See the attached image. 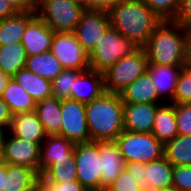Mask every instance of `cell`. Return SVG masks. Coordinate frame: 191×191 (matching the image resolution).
<instances>
[{"label": "cell", "mask_w": 191, "mask_h": 191, "mask_svg": "<svg viewBox=\"0 0 191 191\" xmlns=\"http://www.w3.org/2000/svg\"><path fill=\"white\" fill-rule=\"evenodd\" d=\"M108 14L111 27L140 48L163 21L143 0H121Z\"/></svg>", "instance_id": "obj_1"}, {"label": "cell", "mask_w": 191, "mask_h": 191, "mask_svg": "<svg viewBox=\"0 0 191 191\" xmlns=\"http://www.w3.org/2000/svg\"><path fill=\"white\" fill-rule=\"evenodd\" d=\"M91 141H115L124 131V108L119 93L104 92L85 104Z\"/></svg>", "instance_id": "obj_2"}, {"label": "cell", "mask_w": 191, "mask_h": 191, "mask_svg": "<svg viewBox=\"0 0 191 191\" xmlns=\"http://www.w3.org/2000/svg\"><path fill=\"white\" fill-rule=\"evenodd\" d=\"M143 48L149 64L185 66V28L172 21H162Z\"/></svg>", "instance_id": "obj_3"}, {"label": "cell", "mask_w": 191, "mask_h": 191, "mask_svg": "<svg viewBox=\"0 0 191 191\" xmlns=\"http://www.w3.org/2000/svg\"><path fill=\"white\" fill-rule=\"evenodd\" d=\"M147 54L137 47L132 53L118 60L104 74L105 91L120 93L147 71Z\"/></svg>", "instance_id": "obj_4"}, {"label": "cell", "mask_w": 191, "mask_h": 191, "mask_svg": "<svg viewBox=\"0 0 191 191\" xmlns=\"http://www.w3.org/2000/svg\"><path fill=\"white\" fill-rule=\"evenodd\" d=\"M85 7L70 0H37V15L54 32H75Z\"/></svg>", "instance_id": "obj_5"}, {"label": "cell", "mask_w": 191, "mask_h": 191, "mask_svg": "<svg viewBox=\"0 0 191 191\" xmlns=\"http://www.w3.org/2000/svg\"><path fill=\"white\" fill-rule=\"evenodd\" d=\"M136 48L129 39L110 26L89 54L90 68L103 73Z\"/></svg>", "instance_id": "obj_6"}, {"label": "cell", "mask_w": 191, "mask_h": 191, "mask_svg": "<svg viewBox=\"0 0 191 191\" xmlns=\"http://www.w3.org/2000/svg\"><path fill=\"white\" fill-rule=\"evenodd\" d=\"M126 163H148L164 156V145L152 133L124 130L115 140Z\"/></svg>", "instance_id": "obj_7"}, {"label": "cell", "mask_w": 191, "mask_h": 191, "mask_svg": "<svg viewBox=\"0 0 191 191\" xmlns=\"http://www.w3.org/2000/svg\"><path fill=\"white\" fill-rule=\"evenodd\" d=\"M74 159L81 185L88 191L100 190V141L75 144Z\"/></svg>", "instance_id": "obj_8"}, {"label": "cell", "mask_w": 191, "mask_h": 191, "mask_svg": "<svg viewBox=\"0 0 191 191\" xmlns=\"http://www.w3.org/2000/svg\"><path fill=\"white\" fill-rule=\"evenodd\" d=\"M50 51L64 69L79 71L91 69L89 55L78 42L74 32H55Z\"/></svg>", "instance_id": "obj_9"}, {"label": "cell", "mask_w": 191, "mask_h": 191, "mask_svg": "<svg viewBox=\"0 0 191 191\" xmlns=\"http://www.w3.org/2000/svg\"><path fill=\"white\" fill-rule=\"evenodd\" d=\"M40 150V143L17 138L7 131L0 153L1 161L8 165L26 166L40 176Z\"/></svg>", "instance_id": "obj_10"}, {"label": "cell", "mask_w": 191, "mask_h": 191, "mask_svg": "<svg viewBox=\"0 0 191 191\" xmlns=\"http://www.w3.org/2000/svg\"><path fill=\"white\" fill-rule=\"evenodd\" d=\"M61 122L60 136L75 144L91 142L84 103L71 99L61 100Z\"/></svg>", "instance_id": "obj_11"}, {"label": "cell", "mask_w": 191, "mask_h": 191, "mask_svg": "<svg viewBox=\"0 0 191 191\" xmlns=\"http://www.w3.org/2000/svg\"><path fill=\"white\" fill-rule=\"evenodd\" d=\"M110 26L108 11L85 10L74 33L82 48L89 55Z\"/></svg>", "instance_id": "obj_12"}, {"label": "cell", "mask_w": 191, "mask_h": 191, "mask_svg": "<svg viewBox=\"0 0 191 191\" xmlns=\"http://www.w3.org/2000/svg\"><path fill=\"white\" fill-rule=\"evenodd\" d=\"M75 143L60 135H47L41 144L40 176L55 163L68 160L73 154Z\"/></svg>", "instance_id": "obj_13"}, {"label": "cell", "mask_w": 191, "mask_h": 191, "mask_svg": "<svg viewBox=\"0 0 191 191\" xmlns=\"http://www.w3.org/2000/svg\"><path fill=\"white\" fill-rule=\"evenodd\" d=\"M54 31L36 15L27 25L21 43L27 56H34L50 51Z\"/></svg>", "instance_id": "obj_14"}, {"label": "cell", "mask_w": 191, "mask_h": 191, "mask_svg": "<svg viewBox=\"0 0 191 191\" xmlns=\"http://www.w3.org/2000/svg\"><path fill=\"white\" fill-rule=\"evenodd\" d=\"M105 92L104 74L92 69L82 71L73 81L70 99L90 103Z\"/></svg>", "instance_id": "obj_15"}, {"label": "cell", "mask_w": 191, "mask_h": 191, "mask_svg": "<svg viewBox=\"0 0 191 191\" xmlns=\"http://www.w3.org/2000/svg\"><path fill=\"white\" fill-rule=\"evenodd\" d=\"M100 189H107L125 170L126 161L115 141H100Z\"/></svg>", "instance_id": "obj_16"}, {"label": "cell", "mask_w": 191, "mask_h": 191, "mask_svg": "<svg viewBox=\"0 0 191 191\" xmlns=\"http://www.w3.org/2000/svg\"><path fill=\"white\" fill-rule=\"evenodd\" d=\"M158 105L159 104L123 102L124 130L137 133H152Z\"/></svg>", "instance_id": "obj_17"}, {"label": "cell", "mask_w": 191, "mask_h": 191, "mask_svg": "<svg viewBox=\"0 0 191 191\" xmlns=\"http://www.w3.org/2000/svg\"><path fill=\"white\" fill-rule=\"evenodd\" d=\"M184 67L147 64L146 72L152 79L158 98L162 102H172L179 75Z\"/></svg>", "instance_id": "obj_18"}, {"label": "cell", "mask_w": 191, "mask_h": 191, "mask_svg": "<svg viewBox=\"0 0 191 191\" xmlns=\"http://www.w3.org/2000/svg\"><path fill=\"white\" fill-rule=\"evenodd\" d=\"M12 136L42 144L47 134L35 111L17 113L8 131Z\"/></svg>", "instance_id": "obj_19"}, {"label": "cell", "mask_w": 191, "mask_h": 191, "mask_svg": "<svg viewBox=\"0 0 191 191\" xmlns=\"http://www.w3.org/2000/svg\"><path fill=\"white\" fill-rule=\"evenodd\" d=\"M123 102L126 103H163L157 95L156 87L152 83L149 74L145 72L138 77L133 83L129 84L122 92L119 93Z\"/></svg>", "instance_id": "obj_20"}, {"label": "cell", "mask_w": 191, "mask_h": 191, "mask_svg": "<svg viewBox=\"0 0 191 191\" xmlns=\"http://www.w3.org/2000/svg\"><path fill=\"white\" fill-rule=\"evenodd\" d=\"M152 135L163 145L178 135L174 103L163 102L158 105Z\"/></svg>", "instance_id": "obj_21"}, {"label": "cell", "mask_w": 191, "mask_h": 191, "mask_svg": "<svg viewBox=\"0 0 191 191\" xmlns=\"http://www.w3.org/2000/svg\"><path fill=\"white\" fill-rule=\"evenodd\" d=\"M36 15V11L17 12L11 17L0 20V46L21 42L28 23Z\"/></svg>", "instance_id": "obj_22"}, {"label": "cell", "mask_w": 191, "mask_h": 191, "mask_svg": "<svg viewBox=\"0 0 191 191\" xmlns=\"http://www.w3.org/2000/svg\"><path fill=\"white\" fill-rule=\"evenodd\" d=\"M35 113L47 135H59L61 131V100L50 97L37 102Z\"/></svg>", "instance_id": "obj_23"}, {"label": "cell", "mask_w": 191, "mask_h": 191, "mask_svg": "<svg viewBox=\"0 0 191 191\" xmlns=\"http://www.w3.org/2000/svg\"><path fill=\"white\" fill-rule=\"evenodd\" d=\"M36 102L52 97L51 81L31 72L26 67L12 77Z\"/></svg>", "instance_id": "obj_24"}, {"label": "cell", "mask_w": 191, "mask_h": 191, "mask_svg": "<svg viewBox=\"0 0 191 191\" xmlns=\"http://www.w3.org/2000/svg\"><path fill=\"white\" fill-rule=\"evenodd\" d=\"M2 100L8 105L13 115L17 113L33 112L36 100L32 98L13 78L4 89Z\"/></svg>", "instance_id": "obj_25"}, {"label": "cell", "mask_w": 191, "mask_h": 191, "mask_svg": "<svg viewBox=\"0 0 191 191\" xmlns=\"http://www.w3.org/2000/svg\"><path fill=\"white\" fill-rule=\"evenodd\" d=\"M39 175L21 165L6 164L5 191H32Z\"/></svg>", "instance_id": "obj_26"}, {"label": "cell", "mask_w": 191, "mask_h": 191, "mask_svg": "<svg viewBox=\"0 0 191 191\" xmlns=\"http://www.w3.org/2000/svg\"><path fill=\"white\" fill-rule=\"evenodd\" d=\"M28 56L21 42L0 46V70L13 77L25 68Z\"/></svg>", "instance_id": "obj_27"}, {"label": "cell", "mask_w": 191, "mask_h": 191, "mask_svg": "<svg viewBox=\"0 0 191 191\" xmlns=\"http://www.w3.org/2000/svg\"><path fill=\"white\" fill-rule=\"evenodd\" d=\"M25 67L31 72L51 82L64 70L61 63L51 51L28 56Z\"/></svg>", "instance_id": "obj_28"}, {"label": "cell", "mask_w": 191, "mask_h": 191, "mask_svg": "<svg viewBox=\"0 0 191 191\" xmlns=\"http://www.w3.org/2000/svg\"><path fill=\"white\" fill-rule=\"evenodd\" d=\"M164 157L173 166L191 165V135H177L164 144Z\"/></svg>", "instance_id": "obj_29"}, {"label": "cell", "mask_w": 191, "mask_h": 191, "mask_svg": "<svg viewBox=\"0 0 191 191\" xmlns=\"http://www.w3.org/2000/svg\"><path fill=\"white\" fill-rule=\"evenodd\" d=\"M173 165L163 156L161 159L146 163L145 175L151 189H162L173 186Z\"/></svg>", "instance_id": "obj_30"}, {"label": "cell", "mask_w": 191, "mask_h": 191, "mask_svg": "<svg viewBox=\"0 0 191 191\" xmlns=\"http://www.w3.org/2000/svg\"><path fill=\"white\" fill-rule=\"evenodd\" d=\"M41 177L55 183L77 180V169L74 154L68 160L52 165Z\"/></svg>", "instance_id": "obj_31"}, {"label": "cell", "mask_w": 191, "mask_h": 191, "mask_svg": "<svg viewBox=\"0 0 191 191\" xmlns=\"http://www.w3.org/2000/svg\"><path fill=\"white\" fill-rule=\"evenodd\" d=\"M79 70L64 69L52 82V97L59 100L70 99L73 81L81 73Z\"/></svg>", "instance_id": "obj_32"}, {"label": "cell", "mask_w": 191, "mask_h": 191, "mask_svg": "<svg viewBox=\"0 0 191 191\" xmlns=\"http://www.w3.org/2000/svg\"><path fill=\"white\" fill-rule=\"evenodd\" d=\"M144 3L163 21H172L181 0H143Z\"/></svg>", "instance_id": "obj_33"}, {"label": "cell", "mask_w": 191, "mask_h": 191, "mask_svg": "<svg viewBox=\"0 0 191 191\" xmlns=\"http://www.w3.org/2000/svg\"><path fill=\"white\" fill-rule=\"evenodd\" d=\"M171 103H191V69L184 67L179 75Z\"/></svg>", "instance_id": "obj_34"}, {"label": "cell", "mask_w": 191, "mask_h": 191, "mask_svg": "<svg viewBox=\"0 0 191 191\" xmlns=\"http://www.w3.org/2000/svg\"><path fill=\"white\" fill-rule=\"evenodd\" d=\"M178 135H191V103H174Z\"/></svg>", "instance_id": "obj_35"}, {"label": "cell", "mask_w": 191, "mask_h": 191, "mask_svg": "<svg viewBox=\"0 0 191 191\" xmlns=\"http://www.w3.org/2000/svg\"><path fill=\"white\" fill-rule=\"evenodd\" d=\"M125 170L137 180V186L141 191L151 189L149 179L145 175L146 163L130 162L126 163Z\"/></svg>", "instance_id": "obj_36"}, {"label": "cell", "mask_w": 191, "mask_h": 191, "mask_svg": "<svg viewBox=\"0 0 191 191\" xmlns=\"http://www.w3.org/2000/svg\"><path fill=\"white\" fill-rule=\"evenodd\" d=\"M172 180L180 191H191V165L173 166Z\"/></svg>", "instance_id": "obj_37"}, {"label": "cell", "mask_w": 191, "mask_h": 191, "mask_svg": "<svg viewBox=\"0 0 191 191\" xmlns=\"http://www.w3.org/2000/svg\"><path fill=\"white\" fill-rule=\"evenodd\" d=\"M136 184L137 180L123 170L107 189L109 191H141Z\"/></svg>", "instance_id": "obj_38"}, {"label": "cell", "mask_w": 191, "mask_h": 191, "mask_svg": "<svg viewBox=\"0 0 191 191\" xmlns=\"http://www.w3.org/2000/svg\"><path fill=\"white\" fill-rule=\"evenodd\" d=\"M38 181L48 190V191H88L84 188L81 183L76 181H68L64 183H55L50 180H44L39 176Z\"/></svg>", "instance_id": "obj_39"}, {"label": "cell", "mask_w": 191, "mask_h": 191, "mask_svg": "<svg viewBox=\"0 0 191 191\" xmlns=\"http://www.w3.org/2000/svg\"><path fill=\"white\" fill-rule=\"evenodd\" d=\"M172 22L181 27H191V0H181Z\"/></svg>", "instance_id": "obj_40"}, {"label": "cell", "mask_w": 191, "mask_h": 191, "mask_svg": "<svg viewBox=\"0 0 191 191\" xmlns=\"http://www.w3.org/2000/svg\"><path fill=\"white\" fill-rule=\"evenodd\" d=\"M120 1L121 0H85V9L109 11Z\"/></svg>", "instance_id": "obj_41"}, {"label": "cell", "mask_w": 191, "mask_h": 191, "mask_svg": "<svg viewBox=\"0 0 191 191\" xmlns=\"http://www.w3.org/2000/svg\"><path fill=\"white\" fill-rule=\"evenodd\" d=\"M13 114L11 113L8 105L2 100L0 96V127L6 132L9 131Z\"/></svg>", "instance_id": "obj_42"}, {"label": "cell", "mask_w": 191, "mask_h": 191, "mask_svg": "<svg viewBox=\"0 0 191 191\" xmlns=\"http://www.w3.org/2000/svg\"><path fill=\"white\" fill-rule=\"evenodd\" d=\"M17 12L36 11L37 0H7Z\"/></svg>", "instance_id": "obj_43"}, {"label": "cell", "mask_w": 191, "mask_h": 191, "mask_svg": "<svg viewBox=\"0 0 191 191\" xmlns=\"http://www.w3.org/2000/svg\"><path fill=\"white\" fill-rule=\"evenodd\" d=\"M17 11L7 0H0V20L15 15Z\"/></svg>", "instance_id": "obj_44"}, {"label": "cell", "mask_w": 191, "mask_h": 191, "mask_svg": "<svg viewBox=\"0 0 191 191\" xmlns=\"http://www.w3.org/2000/svg\"><path fill=\"white\" fill-rule=\"evenodd\" d=\"M186 63L191 64V27H186Z\"/></svg>", "instance_id": "obj_45"}, {"label": "cell", "mask_w": 191, "mask_h": 191, "mask_svg": "<svg viewBox=\"0 0 191 191\" xmlns=\"http://www.w3.org/2000/svg\"><path fill=\"white\" fill-rule=\"evenodd\" d=\"M6 163L0 160V191H5Z\"/></svg>", "instance_id": "obj_46"}, {"label": "cell", "mask_w": 191, "mask_h": 191, "mask_svg": "<svg viewBox=\"0 0 191 191\" xmlns=\"http://www.w3.org/2000/svg\"><path fill=\"white\" fill-rule=\"evenodd\" d=\"M11 78H12L11 76L4 74L0 70V96L2 95L4 89L7 87Z\"/></svg>", "instance_id": "obj_47"}, {"label": "cell", "mask_w": 191, "mask_h": 191, "mask_svg": "<svg viewBox=\"0 0 191 191\" xmlns=\"http://www.w3.org/2000/svg\"><path fill=\"white\" fill-rule=\"evenodd\" d=\"M147 191H180V190L174 186H170V187H166V188H162V189H149Z\"/></svg>", "instance_id": "obj_48"}, {"label": "cell", "mask_w": 191, "mask_h": 191, "mask_svg": "<svg viewBox=\"0 0 191 191\" xmlns=\"http://www.w3.org/2000/svg\"><path fill=\"white\" fill-rule=\"evenodd\" d=\"M32 191H48L39 181L34 185Z\"/></svg>", "instance_id": "obj_49"}, {"label": "cell", "mask_w": 191, "mask_h": 191, "mask_svg": "<svg viewBox=\"0 0 191 191\" xmlns=\"http://www.w3.org/2000/svg\"><path fill=\"white\" fill-rule=\"evenodd\" d=\"M6 131L0 127V153L2 150L3 139Z\"/></svg>", "instance_id": "obj_50"}, {"label": "cell", "mask_w": 191, "mask_h": 191, "mask_svg": "<svg viewBox=\"0 0 191 191\" xmlns=\"http://www.w3.org/2000/svg\"><path fill=\"white\" fill-rule=\"evenodd\" d=\"M85 7V0H70Z\"/></svg>", "instance_id": "obj_51"}, {"label": "cell", "mask_w": 191, "mask_h": 191, "mask_svg": "<svg viewBox=\"0 0 191 191\" xmlns=\"http://www.w3.org/2000/svg\"><path fill=\"white\" fill-rule=\"evenodd\" d=\"M185 67L190 68L191 69V64H185Z\"/></svg>", "instance_id": "obj_52"}, {"label": "cell", "mask_w": 191, "mask_h": 191, "mask_svg": "<svg viewBox=\"0 0 191 191\" xmlns=\"http://www.w3.org/2000/svg\"><path fill=\"white\" fill-rule=\"evenodd\" d=\"M97 191H109L108 189H100V190H97Z\"/></svg>", "instance_id": "obj_53"}]
</instances>
